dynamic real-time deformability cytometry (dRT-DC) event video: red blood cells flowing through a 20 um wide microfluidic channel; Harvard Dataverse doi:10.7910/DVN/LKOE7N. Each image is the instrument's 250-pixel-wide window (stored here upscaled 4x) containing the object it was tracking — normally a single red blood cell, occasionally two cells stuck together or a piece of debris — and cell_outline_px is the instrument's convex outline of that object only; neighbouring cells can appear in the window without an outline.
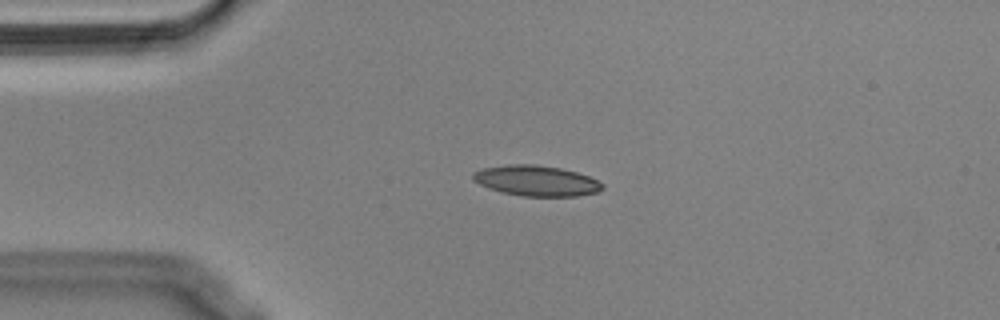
{"species": "Egyptian fruit bat (a non-hibernating species)", "species_latin": "Rousettus aegyptiacus", "temperature_condition": "cold", "stored_images_in_passage": 44, "camera_frame_rate_fps": 3000, "um_per_image_px": 0.085, "animal": {"sex": "male"}, "frame": {"image": 1, "passage_image": 1, "time_ms": 0.0, "image_size_px": [1000, 320], "cell_outline_px": [[604, 188], [596, 192], [576, 196], [524, 196], [500, 192], [488, 188], [472, 180], [472, 172], [480, 168], [508, 164], [536, 164], [560, 168], [576, 172], [588, 176], [604, 184]], "centroid_in_image_um": [45.53, 15.35], "position_along_channel_um": 39.5, "area_um2": 23.12}}
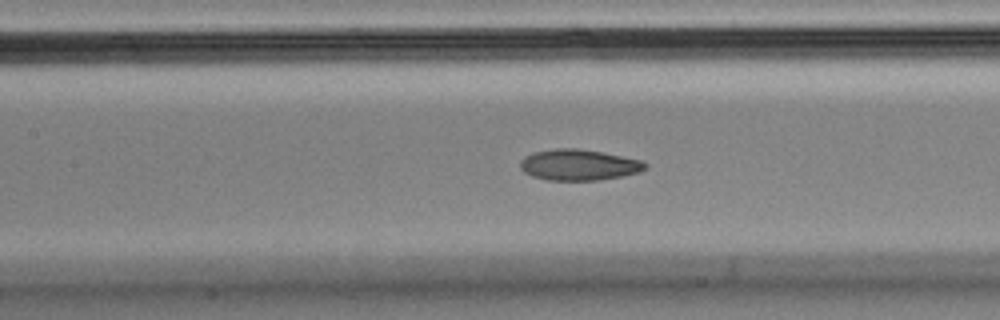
{"frame": {"image": 2, "passage_image": 13, "time_ms": 4.0, "image_size_px": [1000, 320], "cell_outline_px": [[648, 168], [640, 172], [620, 176], [596, 180], [548, 180], [532, 176], [524, 172], [520, 168], [520, 160], [524, 156], [536, 152], [556, 148], [576, 148], [600, 152], [640, 160], [648, 164]], "centroid_in_image_um": [49.18, 14.02], "position_along_channel_um": 158.2, "area_um2": 22.37}}
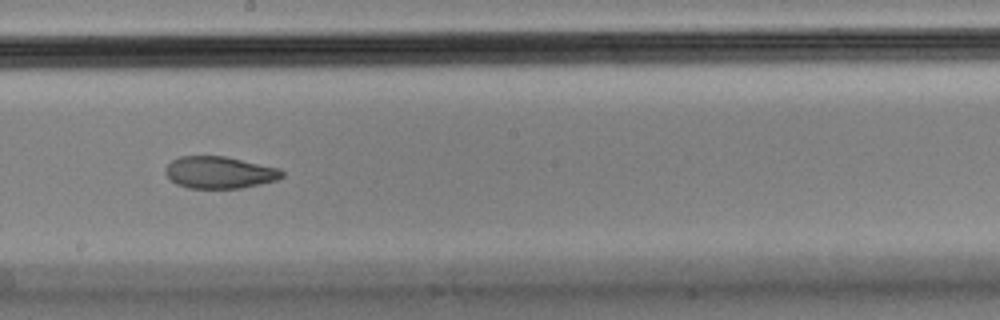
{"frame": {"image": 3, "passage_image": 19, "time_ms": 6.0, "image_size_px": [1000, 320], "cell_outline_px": [[284, 176], [276, 180], [260, 184], [240, 188], [188, 188], [176, 184], [164, 172], [164, 168], [172, 160], [180, 156], [224, 156], [280, 168], [284, 172]], "centroid_in_image_um": [18.65, 14.65], "position_along_channel_um": 229.5, "area_um2": 21.73}, "authors_computed_cell_mechanics": {"area_um2": 23.3512, "velocity_mm_per_s": 3.5747, "shape_relaxation_time_tau1_ms": null, "shape_relaxation_time_tau2_ms": 1.8028, "deformation_change_tau1": null, "deformation_change_tau2": 0.0617}}